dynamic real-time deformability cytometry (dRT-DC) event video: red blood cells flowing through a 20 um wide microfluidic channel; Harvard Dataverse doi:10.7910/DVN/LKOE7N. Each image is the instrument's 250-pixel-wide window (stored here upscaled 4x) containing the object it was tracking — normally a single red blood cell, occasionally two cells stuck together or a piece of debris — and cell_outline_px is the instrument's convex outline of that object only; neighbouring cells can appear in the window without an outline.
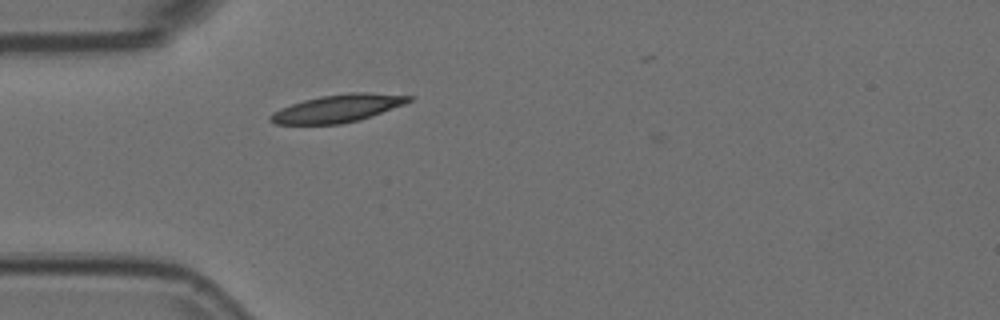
{"species": "Egyptian fruit bat (a non-hibernating species)", "species_latin": "Rousettus aegyptiacus", "temperature_condition": "room temperature", "stored_images_in_passage": 1, "camera_frame_rate_fps": 3000, "um_per_image_px": 0.085, "animal": {"sex": "female"}, "frame": {"image": 1, "passage_image": 1, "time_ms": 0.0, "image_size_px": [1000, 320], "cell_outline_px": [[412, 100], [404, 104], [360, 120], [340, 124], [276, 124], [268, 120], [268, 116], [272, 112], [280, 108], [304, 100], [320, 96], [348, 92], [368, 92], [412, 96]], "centroid_in_image_um": [28.67, 9.21], "position_along_channel_um": 56.3, "area_um2": 22.31}}